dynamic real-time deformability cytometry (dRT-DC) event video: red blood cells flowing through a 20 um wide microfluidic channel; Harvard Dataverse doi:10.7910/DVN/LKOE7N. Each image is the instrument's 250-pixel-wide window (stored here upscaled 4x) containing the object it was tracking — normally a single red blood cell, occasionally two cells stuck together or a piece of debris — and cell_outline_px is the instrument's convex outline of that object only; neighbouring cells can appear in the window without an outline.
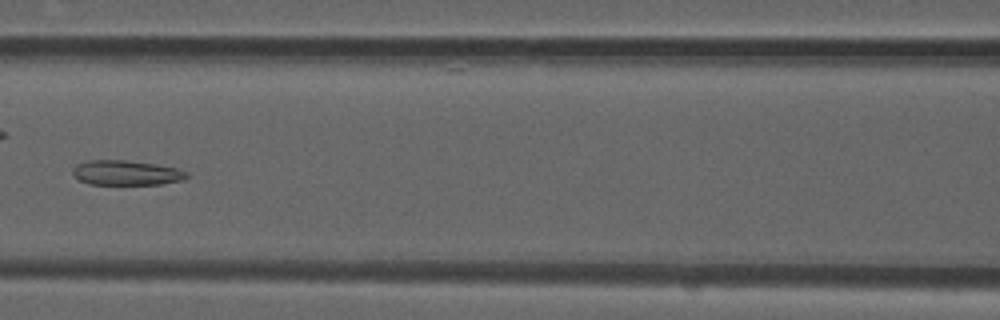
{"species": "common noctule bat (a hibernating species)", "species_latin": "Nyctalus noctula", "temperature_condition": "room temperature", "stored_images_in_passage": 7, "camera_frame_rate_fps": 3000, "um_per_image_px": 0.085, "animal": {"sex": "male", "forearm_length_mm": 52.5}, "frame": {"image": 1, "passage_image": 7, "time_ms": 2.0, "image_size_px": [1000, 320], "cell_outline_px": [[188, 176], [184, 180], [160, 184], [88, 184], [80, 180], [72, 172], [72, 168], [76, 164], [88, 160], [124, 160], [156, 164], [176, 168], [188, 172]], "centroid_in_image_um": [10.73, 14.68], "position_along_channel_um": 155.9, "area_um2": 16.47}}